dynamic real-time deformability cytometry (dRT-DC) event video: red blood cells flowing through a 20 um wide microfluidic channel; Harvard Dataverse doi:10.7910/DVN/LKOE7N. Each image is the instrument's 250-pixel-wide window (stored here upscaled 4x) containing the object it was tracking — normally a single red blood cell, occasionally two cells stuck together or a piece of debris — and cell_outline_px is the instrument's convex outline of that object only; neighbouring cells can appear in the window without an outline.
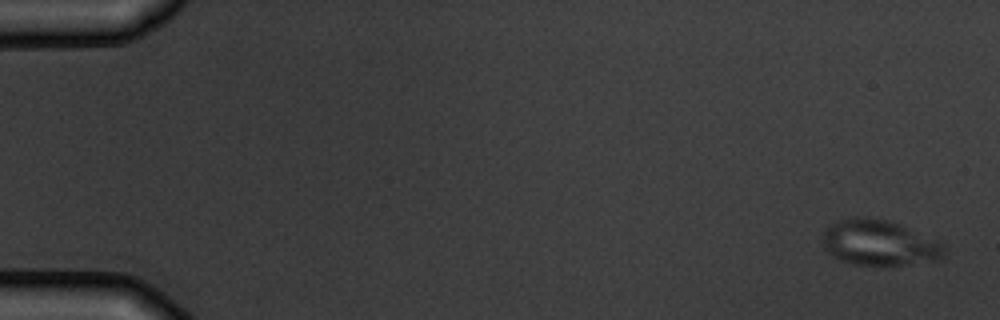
{"species": "common noctule bat (a hibernating species)", "species_latin": "Nyctalus noctula", "temperature_condition": "warm", "stored_images_in_passage": 6, "camera_frame_rate_fps": 3000, "um_per_image_px": 0.085, "animal": {"sex": "male", "body_mass_g": 19.5, "forearm_length_mm": 54.6}, "frame": {"image": 1, "passage_image": 1, "time_ms": 0.0, "image_size_px": [1000, 320], "cell_outline_px": [[944, 252], [936, 260], [900, 264], [856, 264], [840, 260], [832, 256], [824, 248], [824, 232], [832, 224], [840, 220], [852, 216], [856, 216], [884, 220], [896, 224], [940, 240], [944, 244]], "centroid_in_image_um": [74.72, 20.63], "position_along_channel_um": 10.3, "area_um2": 31.39}}